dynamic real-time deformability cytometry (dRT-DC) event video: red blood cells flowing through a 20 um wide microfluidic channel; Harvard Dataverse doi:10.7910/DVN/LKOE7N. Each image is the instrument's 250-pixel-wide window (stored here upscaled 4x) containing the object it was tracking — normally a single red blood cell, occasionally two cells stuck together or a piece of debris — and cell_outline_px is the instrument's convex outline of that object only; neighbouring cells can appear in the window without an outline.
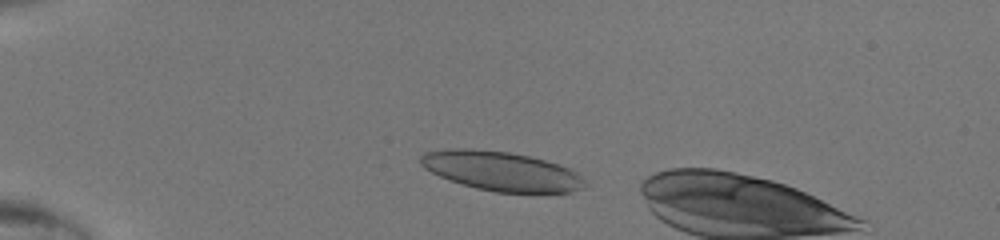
{"species": "human", "species_latin": "Homo sapiens", "temperature_condition": "room temperature", "stored_images_in_passage": 8, "camera_frame_rate_fps": 3000, "um_per_image_px": 0.085, "donor": {"sex": "male"}, "frame": {"image": 1, "passage_image": 5, "time_ms": 1.333, "image_size_px": [1000, 240], "cell_outline_px": [[584, 188], [568, 192], [496, 192], [476, 188], [448, 180], [424, 168], [420, 164], [420, 156], [424, 152], [508, 152], [528, 156], [544, 160], [568, 168], [576, 172], [584, 180]], "centroid_in_image_um": [42.68, 14.61], "position_along_channel_um": 42.3, "area_um2": 35.84}}